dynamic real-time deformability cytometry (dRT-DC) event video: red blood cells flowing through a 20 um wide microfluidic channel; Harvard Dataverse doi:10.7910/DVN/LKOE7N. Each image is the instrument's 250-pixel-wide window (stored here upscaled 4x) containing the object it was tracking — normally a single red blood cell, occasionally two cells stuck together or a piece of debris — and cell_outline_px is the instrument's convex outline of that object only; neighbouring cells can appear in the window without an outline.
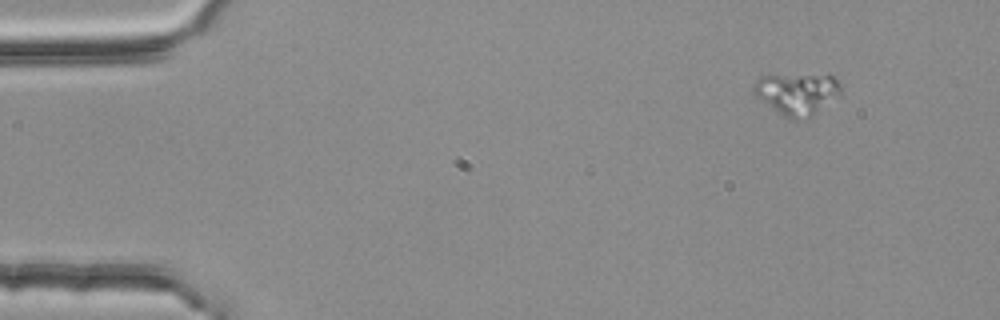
{"species": "common noctule bat (a hibernating species)", "species_latin": "Nyctalus noctula", "temperature_condition": "room temperature", "stored_images_in_passage": 3, "segment_of_instrument_passage": [2, 2], "camera_frame_rate_fps": 3000, "um_per_image_px": 0.085, "animal": {"sex": "female", "body_mass_g": 25.1}, "frame": {"image": 1, "passage_image": 3, "time_ms": 0.667, "image_size_px": [1000, 320], "cell_outline_px": [[840, 96], [812, 116], [796, 120], [788, 120], [756, 96], [752, 92], [752, 84], [760, 76], [832, 76], [840, 84]], "centroid_in_image_um": [67.73, 8.0], "position_along_channel_um": 17.3, "area_um2": 20.92}}